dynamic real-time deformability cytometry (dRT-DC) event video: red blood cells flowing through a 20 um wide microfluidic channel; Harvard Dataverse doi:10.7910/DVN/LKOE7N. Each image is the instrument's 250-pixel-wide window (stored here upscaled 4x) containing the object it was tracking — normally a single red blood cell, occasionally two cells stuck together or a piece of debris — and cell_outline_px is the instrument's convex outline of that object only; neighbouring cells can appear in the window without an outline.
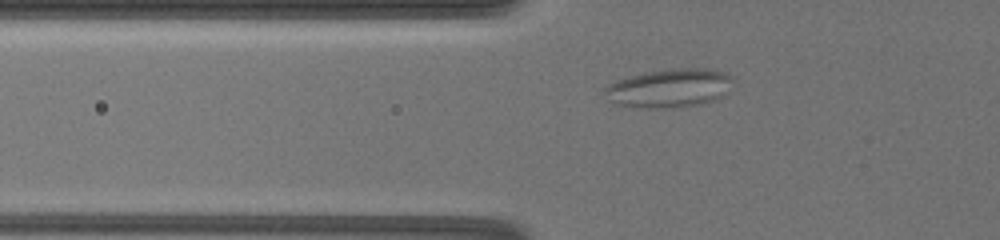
{"species": "common noctule bat (a hibernating species)", "species_latin": "Nyctalus noctula", "temperature_condition": "warm", "stored_images_in_passage": 7, "camera_frame_rate_fps": 3000, "um_per_image_px": 0.085, "animal": {"sex": "female", "body_mass_g": 19.5, "forearm_length_mm": 54.1}, "frame": {"image": 1, "passage_image": 6, "time_ms": 0.667, "image_size_px": [1000, 240], "cell_outline_px": [[732, 80], [724, 96], [716, 100], [700, 104], [668, 108], [648, 108], [616, 104], [608, 100], [604, 92], [604, 88], [608, 84], [616, 80], [648, 72], [672, 68], [704, 68], [724, 72], [732, 76]], "centroid_in_image_um": [56.9, 7.49], "position_along_channel_um": 68.9, "area_um2": 28.78}}